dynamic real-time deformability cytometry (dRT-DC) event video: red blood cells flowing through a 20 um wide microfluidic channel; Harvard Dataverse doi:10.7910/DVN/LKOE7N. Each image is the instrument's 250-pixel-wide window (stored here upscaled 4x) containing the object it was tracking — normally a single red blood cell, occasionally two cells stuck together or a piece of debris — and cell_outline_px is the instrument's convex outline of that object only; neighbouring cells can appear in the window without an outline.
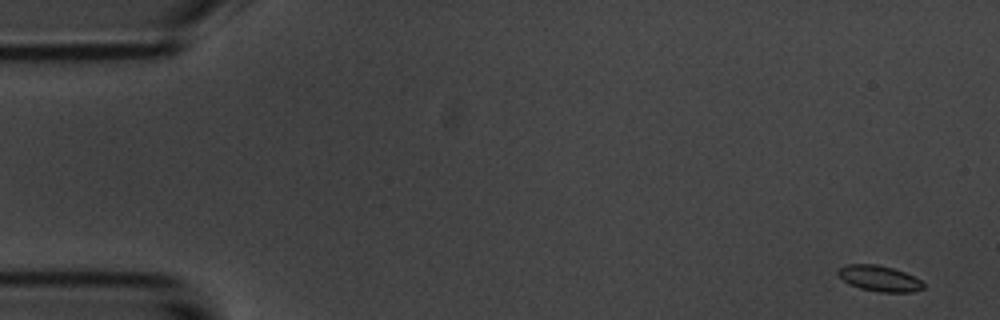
{"species": "common noctule bat (a hibernating species)", "species_latin": "Nyctalus noctula", "temperature_condition": "room temperature", "stored_images_in_passage": 15, "camera_frame_rate_fps": 3000, "um_per_image_px": 0.085, "animal": {"sex": "male", "body_mass_g": 20.1, "forearm_length_mm": 53.5}, "frame": {"image": 1, "passage_image": 1, "time_ms": 0.0, "image_size_px": [1000, 320], "cell_outline_px": [[924, 288], [912, 292], [880, 292], [860, 288], [848, 284], [836, 272], [840, 268], [848, 264], [876, 264], [892, 268], [904, 272], [920, 280], [924, 284]], "centroid_in_image_um": [74.74, 23.67], "position_along_channel_um": 10.3, "area_um2": 12.66}}